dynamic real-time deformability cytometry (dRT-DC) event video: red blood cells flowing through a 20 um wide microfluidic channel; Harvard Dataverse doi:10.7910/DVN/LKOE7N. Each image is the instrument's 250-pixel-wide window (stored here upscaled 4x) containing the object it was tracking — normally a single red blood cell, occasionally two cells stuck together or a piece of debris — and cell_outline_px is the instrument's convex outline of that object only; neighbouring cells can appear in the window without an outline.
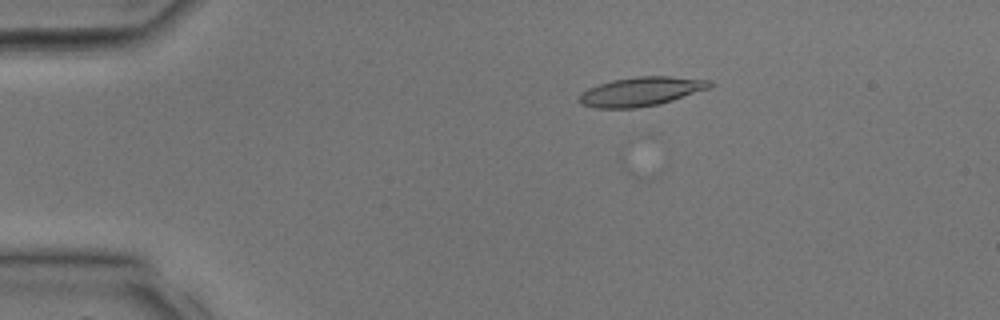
{"species": "common noctule bat (a hibernating species)", "species_latin": "Nyctalus noctula", "temperature_condition": "room temperature", "stored_images_in_passage": 26, "camera_frame_rate_fps": 3000, "um_per_image_px": 0.085, "animal": {"sex": "male", "body_mass_g": 17.9, "forearm_length_mm": 54.2}, "frame": {"image": 1, "passage_image": 1, "time_ms": 0.0, "image_size_px": [1000, 320], "cell_outline_px": [[712, 84], [708, 88], [660, 104], [636, 108], [596, 108], [580, 104], [576, 100], [580, 92], [588, 88], [612, 80], [636, 76], [668, 76], [712, 80]], "centroid_in_image_um": [54.42, 7.78], "position_along_channel_um": 30.6, "area_um2": 22.14}}
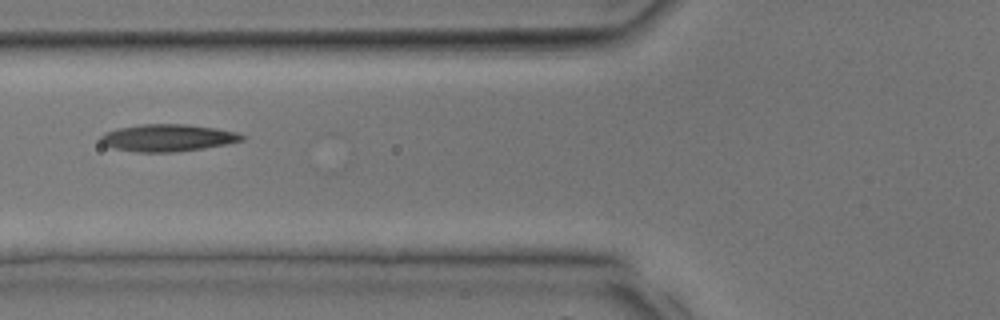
{"frame": {"image": 2, "passage_image": 8, "time_ms": 2.333, "image_size_px": [1000, 320], "cell_outline_px": [[248, 136], [244, 140], [228, 144], [204, 148], [176, 152], [136, 152], [112, 148], [104, 144], [100, 140], [100, 136], [116, 128], [140, 124], [184, 124], [216, 128], [236, 132]], "centroid_in_image_um": [14.29, 11.71], "position_along_channel_um": 111.5, "area_um2": 22.48}}
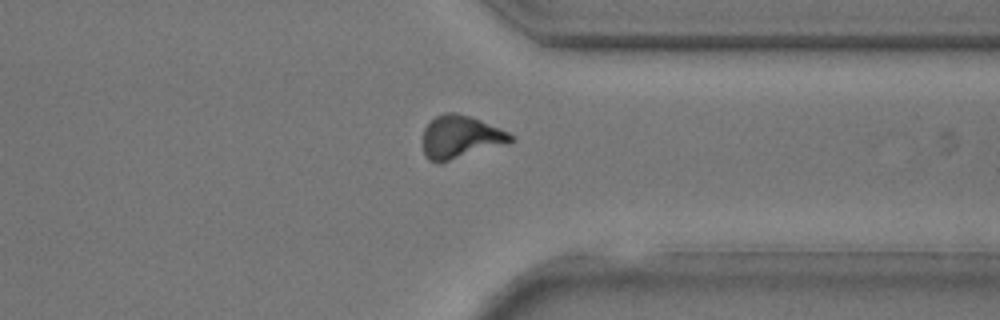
{"frame": {"image": 3, "passage_image": 21, "time_ms": 6.667, "image_size_px": [1000, 320], "cell_outline_px": [[516, 140], [508, 144], [440, 164], [428, 160], [424, 156], [424, 128], [436, 116], [444, 112], [456, 112], [480, 120], [500, 128], [516, 136]], "centroid_in_image_um": [39.18, 11.67], "position_along_channel_um": 372.2, "area_um2": 22.31}}